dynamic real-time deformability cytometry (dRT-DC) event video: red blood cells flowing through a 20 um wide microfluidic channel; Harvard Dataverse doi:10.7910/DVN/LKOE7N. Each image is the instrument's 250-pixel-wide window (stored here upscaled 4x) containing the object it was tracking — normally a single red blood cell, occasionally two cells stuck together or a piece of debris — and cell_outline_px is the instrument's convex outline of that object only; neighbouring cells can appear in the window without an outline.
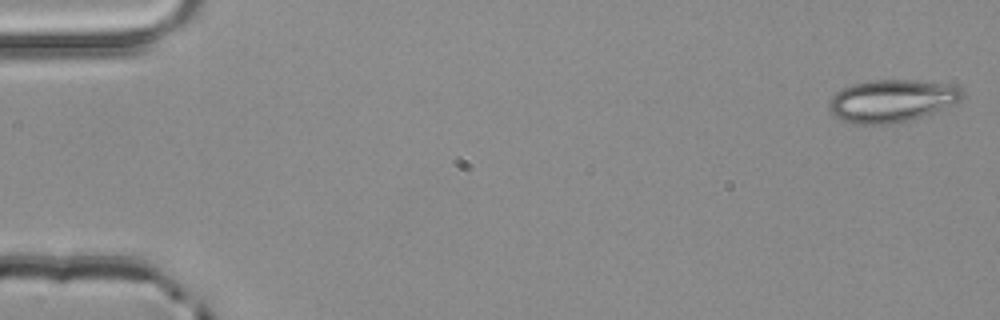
{"species": "common noctule bat (a hibernating species)", "species_latin": "Nyctalus noctula", "temperature_condition": "room temperature", "stored_images_in_passage": 4, "camera_frame_rate_fps": 3000, "um_per_image_px": 0.085, "animal": {"sex": "male", "body_mass_g": 20.4}, "frame": {"image": 1, "passage_image": 1, "time_ms": 0.0, "image_size_px": [1000, 320], "cell_outline_px": [[964, 96], [960, 100], [944, 108], [908, 120], [892, 124], [856, 124], [844, 120], [836, 116], [828, 108], [828, 100], [836, 92], [852, 84], [868, 80], [916, 80], [948, 84], [960, 88]], "centroid_in_image_um": [75.77, 8.56], "position_along_channel_um": 9.2, "area_um2": 32.71}}